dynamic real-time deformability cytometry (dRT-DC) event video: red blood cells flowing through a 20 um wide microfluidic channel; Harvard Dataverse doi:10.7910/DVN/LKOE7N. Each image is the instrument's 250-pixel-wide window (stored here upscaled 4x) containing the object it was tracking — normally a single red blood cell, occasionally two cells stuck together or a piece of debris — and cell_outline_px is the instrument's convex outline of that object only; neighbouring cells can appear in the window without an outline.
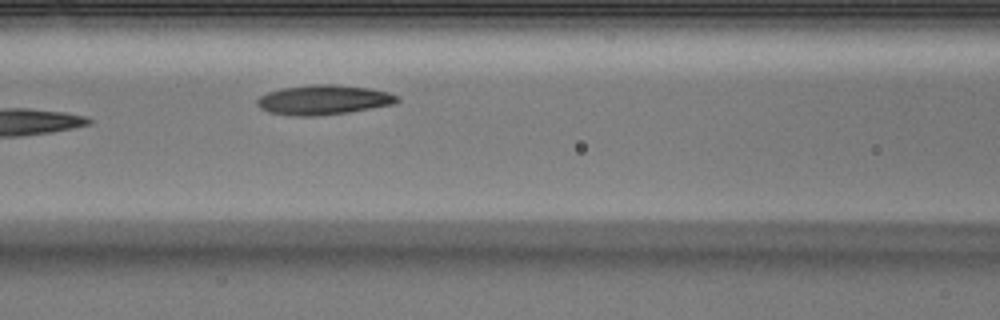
{"species": "Egyptian fruit bat (a non-hibernating species)", "species_latin": "Rousettus aegyptiacus", "temperature_condition": "warm", "stored_images_in_passage": 6, "camera_frame_rate_fps": 3000, "um_per_image_px": 0.085, "animal": {"sex": "male"}, "frame": {"image": 1, "passage_image": 6, "time_ms": 1.667, "image_size_px": [1000, 320], "cell_outline_px": [[400, 100], [396, 104], [348, 112], [320, 116], [288, 116], [268, 112], [260, 108], [256, 104], [256, 100], [260, 96], [268, 92], [284, 88], [316, 84], [332, 84], [368, 88], [388, 92], [396, 96]], "centroid_in_image_um": [27.48, 8.5], "position_along_channel_um": 139.1, "area_um2": 24.28}}